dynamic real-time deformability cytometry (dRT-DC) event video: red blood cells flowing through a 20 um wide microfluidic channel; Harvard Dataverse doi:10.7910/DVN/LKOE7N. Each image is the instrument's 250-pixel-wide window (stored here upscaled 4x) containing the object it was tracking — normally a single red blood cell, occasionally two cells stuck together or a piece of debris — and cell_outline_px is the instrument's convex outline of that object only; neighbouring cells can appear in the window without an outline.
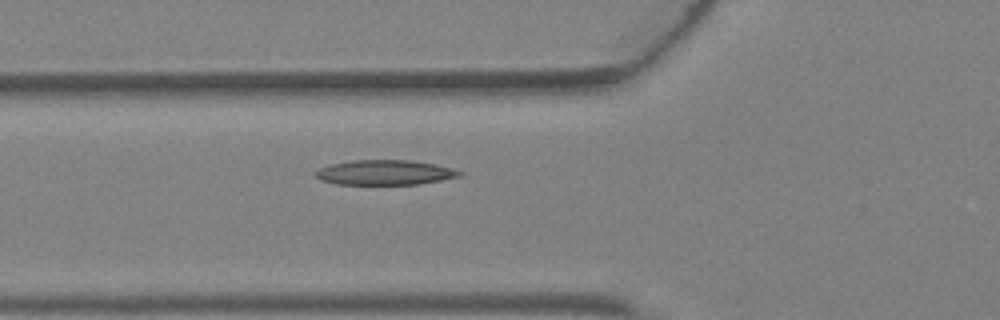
{"species": "Egyptian fruit bat (a non-hibernating species)", "species_latin": "Rousettus aegyptiacus", "temperature_condition": "warm", "stored_images_in_passage": 5, "camera_frame_rate_fps": 3000, "um_per_image_px": 0.085, "animal": {"sex": "female"}, "frame": {"image": 1, "passage_image": 5, "time_ms": 1.333, "image_size_px": [1000, 320], "cell_outline_px": [[464, 176], [420, 184], [336, 184], [320, 180], [312, 172], [320, 168], [332, 164], [352, 160], [412, 160], [436, 164], [452, 168], [464, 172]], "centroid_in_image_um": [32.76, 14.66], "position_along_channel_um": 93.0, "area_um2": 21.1}}